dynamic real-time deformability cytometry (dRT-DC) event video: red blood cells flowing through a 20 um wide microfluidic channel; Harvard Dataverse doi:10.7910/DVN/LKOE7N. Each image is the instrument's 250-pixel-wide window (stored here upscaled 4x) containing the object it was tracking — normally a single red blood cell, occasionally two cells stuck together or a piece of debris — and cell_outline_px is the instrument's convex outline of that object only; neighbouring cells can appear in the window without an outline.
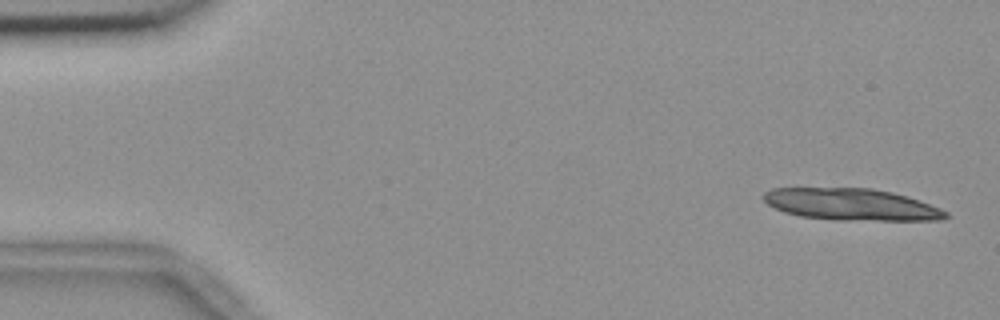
{"species": "common noctule bat (a hibernating species)", "species_latin": "Nyctalus noctula", "temperature_condition": "room temperature", "stored_images_in_passage": 5, "camera_frame_rate_fps": 3000, "um_per_image_px": 0.085, "animal": {"sex": "female", "body_mass_g": 18.4}, "frame": {"image": 1, "passage_image": 1, "time_ms": 0.0, "image_size_px": [1000, 320], "cell_outline_px": [[948, 216], [940, 220], [836, 220], [800, 216], [784, 212], [768, 204], [760, 196], [764, 192], [772, 188], [872, 188], [892, 192], [908, 196], [940, 208], [948, 212]], "centroid_in_image_um": [72.35, 17.37], "position_along_channel_um": 12.6, "area_um2": 33.81}}